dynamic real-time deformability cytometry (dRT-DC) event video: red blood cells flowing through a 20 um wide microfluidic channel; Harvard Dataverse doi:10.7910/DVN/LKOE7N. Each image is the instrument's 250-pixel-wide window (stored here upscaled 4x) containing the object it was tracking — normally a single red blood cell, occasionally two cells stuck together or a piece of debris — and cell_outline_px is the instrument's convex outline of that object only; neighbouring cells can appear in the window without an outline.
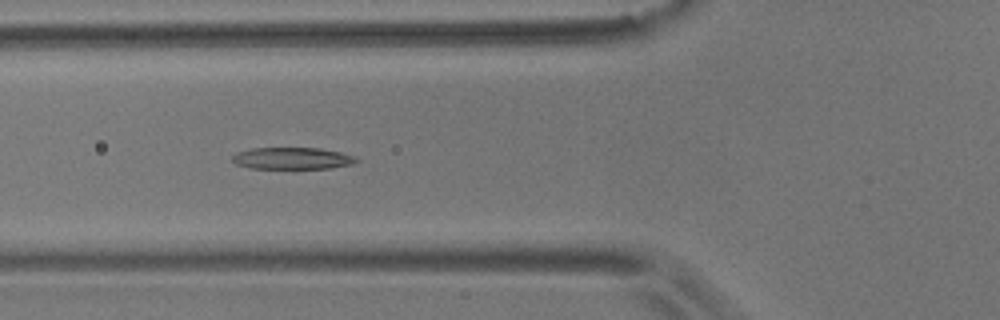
{"species": "common noctule bat (a hibernating species)", "species_latin": "Nyctalus noctula", "temperature_condition": "room temperature", "stored_images_in_passage": 5, "camera_frame_rate_fps": 3000, "um_per_image_px": 0.085, "animal": {"sex": "male", "body_mass_g": 17.9}, "frame": {"image": 1, "passage_image": 5, "time_ms": 4.667, "image_size_px": [1000, 320], "cell_outline_px": [[360, 160], [352, 164], [328, 168], [248, 168], [236, 164], [232, 160], [232, 156], [236, 152], [252, 148], [320, 148], [340, 152], [356, 156]], "centroid_in_image_um": [24.84, 13.45], "position_along_channel_um": 101.0, "area_um2": 15.78}}